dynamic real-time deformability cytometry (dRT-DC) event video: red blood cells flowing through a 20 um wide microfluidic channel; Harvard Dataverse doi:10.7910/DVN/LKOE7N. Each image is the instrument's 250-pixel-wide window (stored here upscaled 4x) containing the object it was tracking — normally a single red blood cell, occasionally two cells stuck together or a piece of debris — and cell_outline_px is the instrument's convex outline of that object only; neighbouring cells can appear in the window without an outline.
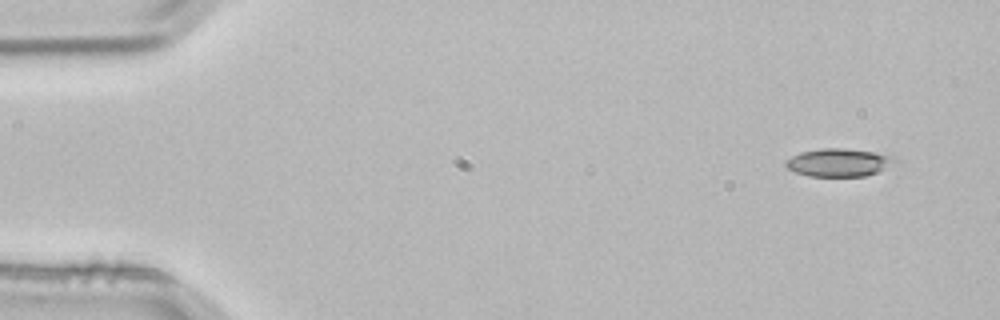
{"species": "common noctule bat (a hibernating species)", "species_latin": "Nyctalus noctula", "temperature_condition": "room temperature", "stored_images_in_passage": 3, "camera_frame_rate_fps": 3000, "um_per_image_px": 0.085, "animal": {"sex": "male", "body_mass_g": 21.5, "forearm_length_mm": 52.0}, "frame": {"image": 1, "passage_image": 1, "time_ms": 0.0, "image_size_px": [1000, 320], "cell_outline_px": [[900, 160], [868, 176], [808, 176], [796, 172], [788, 168], [784, 164], [784, 160], [800, 152], [820, 148], [844, 148], [872, 152], [896, 156]], "centroid_in_image_um": [71.29, 13.8], "position_along_channel_um": 13.7, "area_um2": 17.86}}
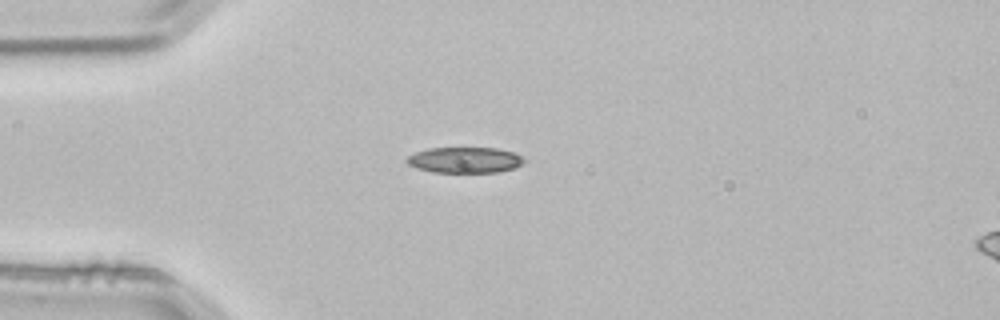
{"frame": {"image": 2, "passage_image": 3, "time_ms": 0.667, "image_size_px": [1000, 320], "cell_outline_px": [[528, 160], [516, 168], [500, 172], [432, 172], [416, 168], [408, 164], [404, 160], [408, 156], [416, 152], [428, 148], [496, 148], [516, 152]], "centroid_in_image_um": [39.56, 13.6], "position_along_channel_um": 45.4, "area_um2": 17.92}}